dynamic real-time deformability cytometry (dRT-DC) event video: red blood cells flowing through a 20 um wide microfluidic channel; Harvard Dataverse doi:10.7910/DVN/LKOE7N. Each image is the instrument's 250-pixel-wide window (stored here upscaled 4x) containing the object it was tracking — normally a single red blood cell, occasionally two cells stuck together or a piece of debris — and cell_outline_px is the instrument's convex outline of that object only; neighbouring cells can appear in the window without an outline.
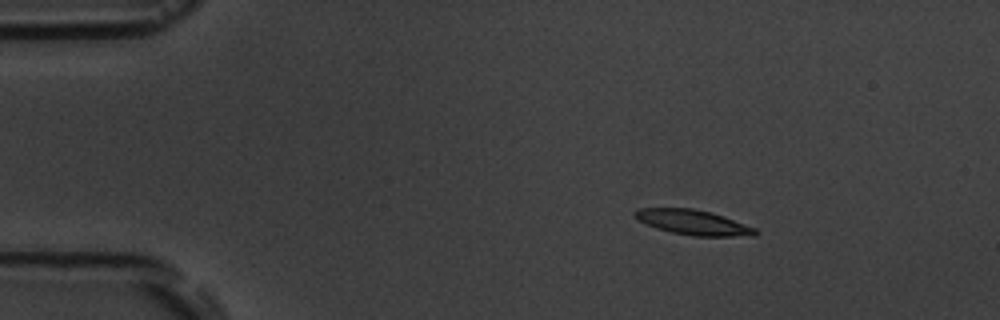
{"species": "common noctule bat (a hibernating species)", "species_latin": "Nyctalus noctula", "temperature_condition": "room temperature", "stored_images_in_passage": 4, "camera_frame_rate_fps": 3000, "um_per_image_px": 0.085, "animal": {"sex": "male", "body_mass_g": 19.5, "forearm_length_mm": 54.6}, "frame": {"image": 1, "passage_image": 2, "time_ms": 1.0, "image_size_px": [1000, 320], "cell_outline_px": [[756, 236], [692, 236], [672, 232], [656, 228], [640, 220], [632, 212], [636, 208], [692, 208], [712, 212], [724, 216], [756, 228]], "centroid_in_image_um": [58.94, 18.89], "position_along_channel_um": 26.1, "area_um2": 17.46}}